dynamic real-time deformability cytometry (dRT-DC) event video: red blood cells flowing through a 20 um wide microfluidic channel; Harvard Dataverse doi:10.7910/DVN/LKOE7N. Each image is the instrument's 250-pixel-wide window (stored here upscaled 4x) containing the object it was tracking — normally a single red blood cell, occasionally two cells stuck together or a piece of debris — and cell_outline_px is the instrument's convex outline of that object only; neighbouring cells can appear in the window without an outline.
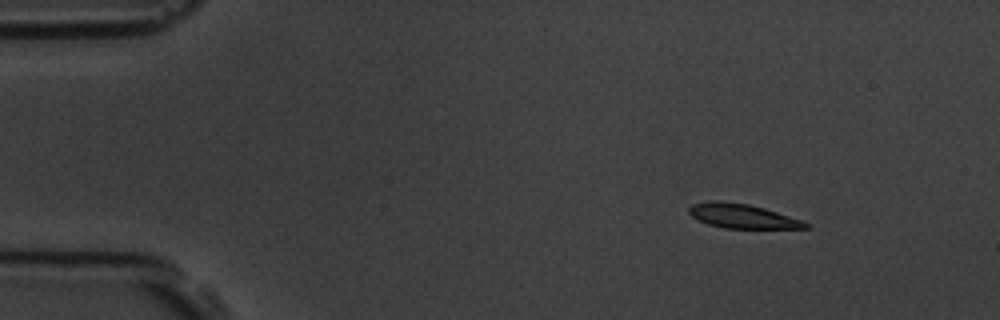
{"species": "common noctule bat (a hibernating species)", "species_latin": "Nyctalus noctula", "temperature_condition": "room temperature", "stored_images_in_passage": 9, "camera_frame_rate_fps": 3000, "um_per_image_px": 0.085, "animal": {"sex": "male", "body_mass_g": 19.5, "forearm_length_mm": 54.6}, "frame": {"image": 1, "passage_image": 2, "time_ms": 1.0, "image_size_px": [1000, 320], "cell_outline_px": [[808, 228], [724, 228], [708, 224], [692, 216], [688, 212], [688, 208], [692, 204], [716, 200], [748, 204], [764, 208], [800, 220], [808, 224]], "centroid_in_image_um": [63.04, 18.36], "position_along_channel_um": 22.0, "area_um2": 16.13}}
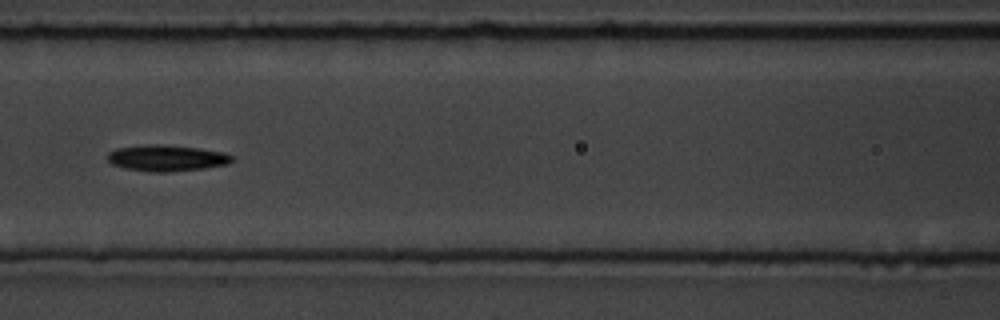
{"frame": {"image": 2, "passage_image": 6, "time_ms": 6.667, "image_size_px": [1000, 320], "cell_outline_px": [[236, 160], [228, 164], [204, 168], [168, 172], [148, 172], [124, 168], [112, 164], [108, 160], [108, 152], [116, 148], [148, 144], [160, 144], [196, 148], [224, 152], [236, 156]], "centroid_in_image_um": [14.2, 13.44], "position_along_channel_um": 152.4, "area_um2": 19.19}}
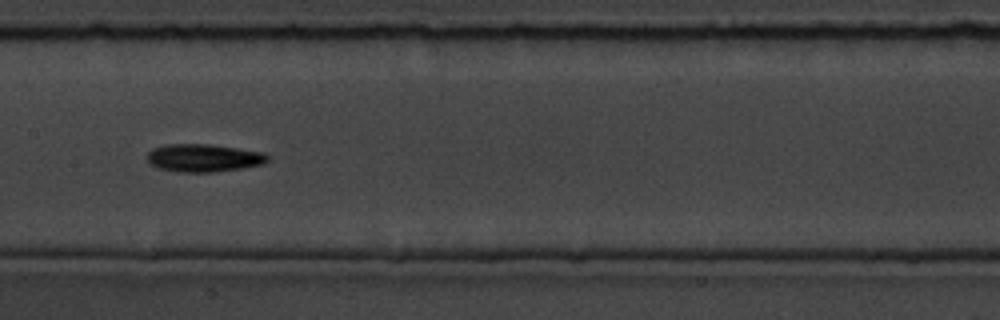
{"frame": {"image": 3, "passage_image": 7, "time_ms": 7.667, "image_size_px": [1000, 320], "cell_outline_px": [[268, 160], [264, 164], [216, 172], [180, 172], [156, 168], [148, 164], [144, 156], [152, 148], [168, 144], [208, 144], [264, 152], [268, 156]], "centroid_in_image_um": [17.23, 13.43], "position_along_channel_um": 190.2, "area_um2": 19.77}}